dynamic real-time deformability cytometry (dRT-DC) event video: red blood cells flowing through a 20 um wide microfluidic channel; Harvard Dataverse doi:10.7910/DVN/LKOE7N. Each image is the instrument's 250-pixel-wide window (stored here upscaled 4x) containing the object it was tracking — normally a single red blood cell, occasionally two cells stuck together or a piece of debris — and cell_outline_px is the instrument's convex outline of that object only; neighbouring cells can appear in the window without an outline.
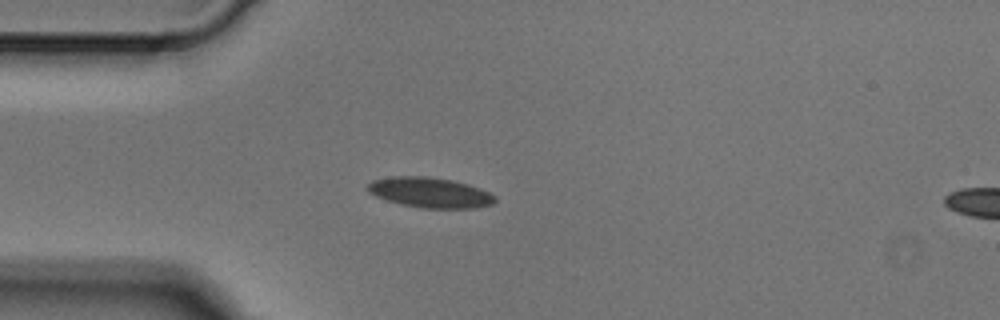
{"species": "Egyptian fruit bat (a non-hibernating species)", "species_latin": "Rousettus aegyptiacus", "temperature_condition": "cold", "stored_images_in_passage": 4, "segment_of_instrument_passage": [1, 2], "camera_frame_rate_fps": 3000, "um_per_image_px": 0.085, "animal": {"sex": "male"}, "frame": {"image": 1, "passage_image": 3, "time_ms": 0.667, "image_size_px": [1000, 320], "cell_outline_px": [[496, 200], [492, 204], [476, 208], [420, 208], [400, 204], [384, 200], [368, 192], [368, 184], [372, 180], [392, 176], [428, 176], [452, 180], [468, 184], [480, 188], [496, 196]], "centroid_in_image_um": [36.54, 16.37], "position_along_channel_um": 48.5, "area_um2": 22.6}}